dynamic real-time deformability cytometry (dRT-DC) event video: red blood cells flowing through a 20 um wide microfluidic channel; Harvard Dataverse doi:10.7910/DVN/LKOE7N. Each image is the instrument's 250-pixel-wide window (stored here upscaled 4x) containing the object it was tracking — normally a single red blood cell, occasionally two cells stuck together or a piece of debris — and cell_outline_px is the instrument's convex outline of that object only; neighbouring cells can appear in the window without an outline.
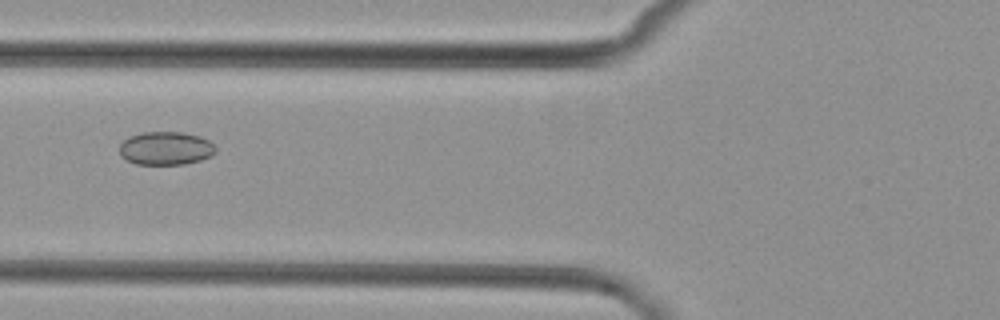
{"species": "common noctule bat (a hibernating species)", "species_latin": "Nyctalus noctula", "temperature_condition": "cold", "stored_images_in_passage": 3, "camera_frame_rate_fps": 3000, "um_per_image_px": 0.085, "animal": {"sex": "female", "body_mass_g": 29.2, "forearm_length_mm": 56.3}, "frame": {"image": 1, "passage_image": 3, "time_ms": 2.333, "image_size_px": [1000, 320], "cell_outline_px": [[216, 152], [212, 156], [200, 160], [184, 164], [136, 164], [120, 156], [120, 144], [128, 136], [144, 132], [184, 132], [200, 136], [208, 140], [216, 148]], "centroid_in_image_um": [14.09, 12.6], "position_along_channel_um": 111.7, "area_um2": 18.73}}